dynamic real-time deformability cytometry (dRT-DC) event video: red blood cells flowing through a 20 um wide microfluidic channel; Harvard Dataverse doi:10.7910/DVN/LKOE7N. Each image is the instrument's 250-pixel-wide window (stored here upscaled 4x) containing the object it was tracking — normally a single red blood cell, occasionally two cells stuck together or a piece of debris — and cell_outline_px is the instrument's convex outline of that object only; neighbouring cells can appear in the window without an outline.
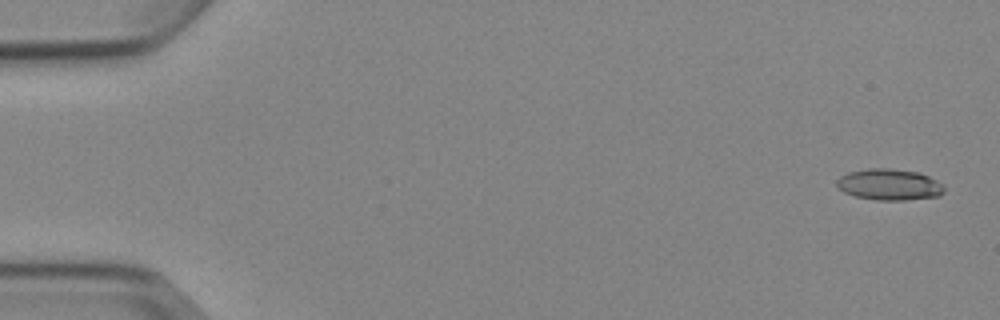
{"species": "Egyptian fruit bat (a non-hibernating species)", "species_latin": "Rousettus aegyptiacus", "temperature_condition": "cold", "stored_images_in_passage": 4, "camera_frame_rate_fps": 3000, "um_per_image_px": 0.085, "animal": {"sex": "female"}, "frame": {"image": 1, "passage_image": 1, "time_ms": 0.0, "image_size_px": [1000, 320], "cell_outline_px": [[944, 192], [940, 196], [904, 200], [876, 200], [856, 196], [844, 192], [836, 184], [836, 180], [840, 176], [848, 172], [868, 168], [888, 168], [920, 172], [944, 184]], "centroid_in_image_um": [75.61, 15.68], "position_along_channel_um": 9.4, "area_um2": 19.65}}
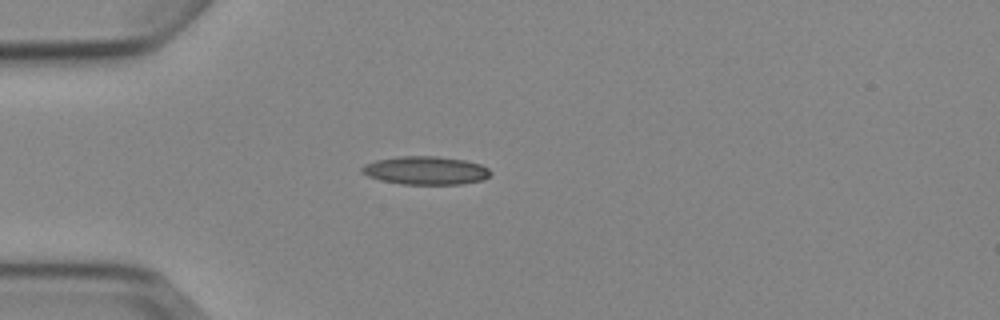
{"frame": {"image": 2, "passage_image": 4, "time_ms": 4.333, "image_size_px": [1000, 320], "cell_outline_px": [[492, 172], [484, 180], [464, 184], [400, 184], [380, 180], [368, 176], [360, 172], [360, 168], [364, 164], [376, 160], [400, 156], [436, 156], [464, 160], [480, 164], [488, 168]], "centroid_in_image_um": [36.17, 14.49], "position_along_channel_um": 48.8, "area_um2": 21.33}}